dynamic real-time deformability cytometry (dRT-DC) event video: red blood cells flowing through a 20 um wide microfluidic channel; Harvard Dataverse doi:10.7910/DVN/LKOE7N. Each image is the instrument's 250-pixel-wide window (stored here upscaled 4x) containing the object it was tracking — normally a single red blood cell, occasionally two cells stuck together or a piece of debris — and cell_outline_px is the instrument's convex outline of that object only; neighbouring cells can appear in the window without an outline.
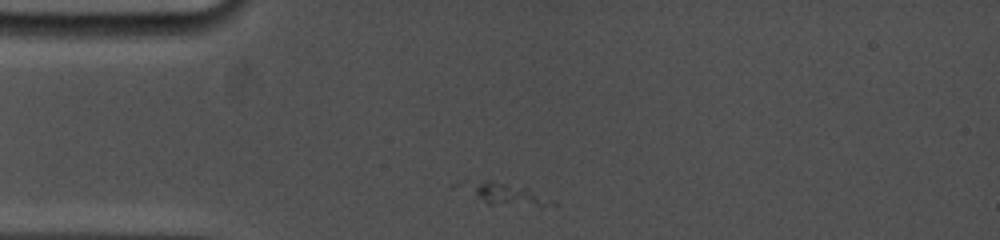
{"species": "common noctule bat (a hibernating species)", "species_latin": "Nyctalus noctula", "temperature_condition": "cold", "stored_images_in_passage": 5, "camera_frame_rate_fps": 5000, "um_per_image_px": 0.085, "animal": {"sex": "female", "body_mass_g": 19.0, "forearm_length_mm": 53.3}, "frame": {"image": 1, "passage_image": 1, "time_ms": 0.0, "image_size_px": [1000, 240], "cell_outline_px": [[560, 204], [544, 208], [540, 208], [488, 204], [476, 192], [476, 188], [480, 184], [488, 180], [492, 180], [528, 188], [556, 200]], "centroid_in_image_um": [43.6, 16.62], "position_along_channel_um": 41.4, "area_um2": 10.35}}
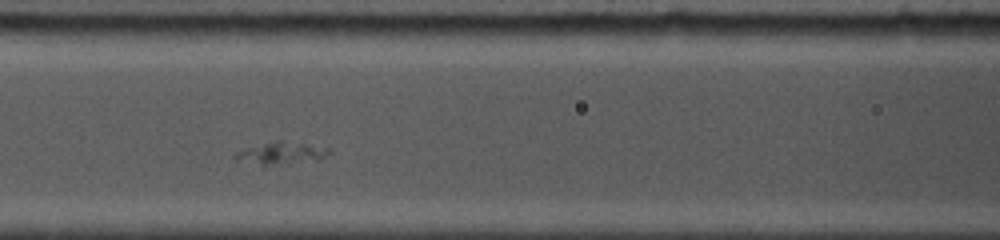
{"frame": {"image": 2, "passage_image": 4, "time_ms": 3.2, "image_size_px": [1000, 240], "cell_outline_px": [[332, 152], [320, 160], [264, 168], [260, 168], [232, 160], [232, 156], [236, 152], [248, 148], [276, 140], [280, 140], [308, 144], [328, 148]], "centroid_in_image_um": [23.82, 13.1], "position_along_channel_um": 142.8, "area_um2": 13.12}}
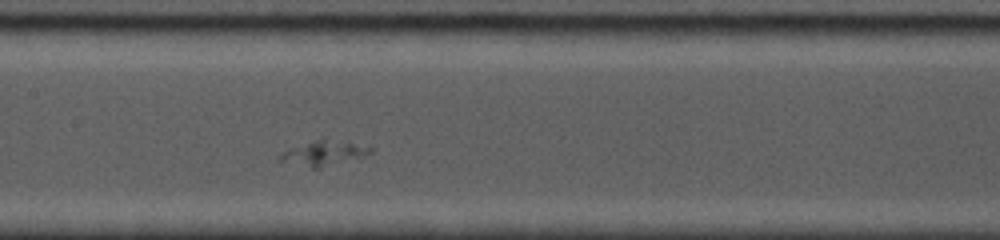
{"frame": {"image": 3, "passage_image": 5, "time_ms": 4.2, "image_size_px": [1000, 240], "cell_outline_px": [[372, 152], [364, 156], [320, 168], [312, 168], [276, 160], [280, 152], [288, 148], [316, 140], [324, 140], [352, 144], [372, 148]], "centroid_in_image_um": [27.39, 13.06], "position_along_channel_um": 180.0, "area_um2": 12.54}}